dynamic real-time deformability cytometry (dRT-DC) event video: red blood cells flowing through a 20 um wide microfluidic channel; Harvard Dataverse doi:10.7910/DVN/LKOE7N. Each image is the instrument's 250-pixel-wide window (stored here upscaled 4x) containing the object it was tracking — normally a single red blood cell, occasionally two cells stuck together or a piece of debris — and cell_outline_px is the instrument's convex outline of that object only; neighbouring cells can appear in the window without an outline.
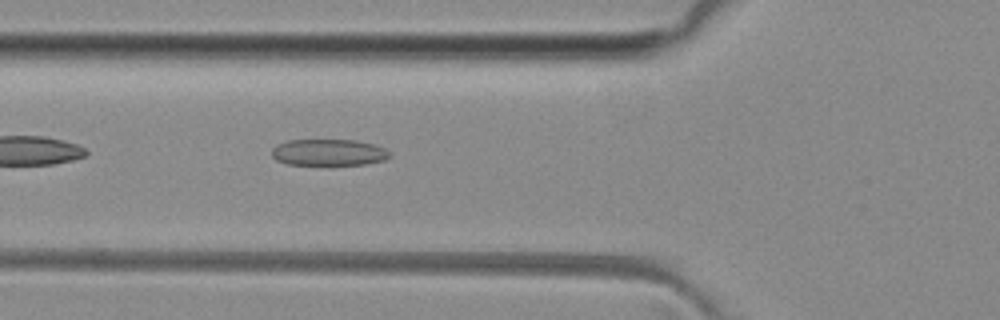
{"species": "common noctule bat (a hibernating species)", "species_latin": "Nyctalus noctula", "temperature_condition": "room temperature", "stored_images_in_passage": 35, "camera_frame_rate_fps": 3000, "um_per_image_px": 0.085, "animal": {"sex": "female", "body_mass_g": 29.2, "forearm_length_mm": 56.3}, "frame": {"image": 1, "passage_image": 3, "time_ms": 0.667, "image_size_px": [1000, 320], "cell_outline_px": [[392, 156], [384, 160], [364, 164], [288, 164], [276, 160], [272, 156], [272, 148], [276, 144], [288, 140], [356, 140], [372, 144], [384, 148], [392, 152]], "centroid_in_image_um": [27.94, 12.94], "position_along_channel_um": 97.9, "area_um2": 18.15}}
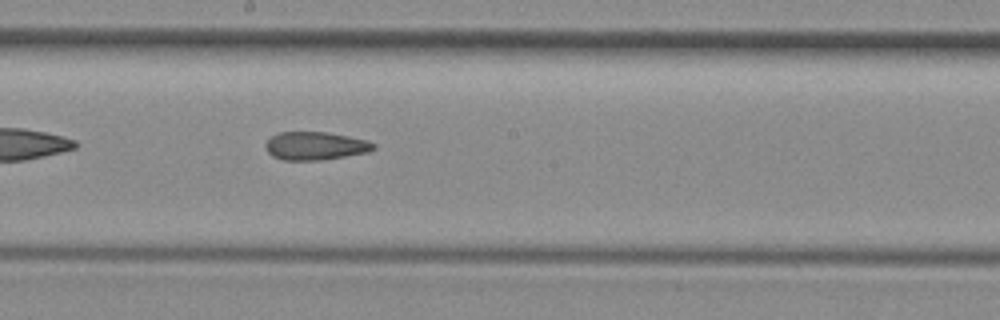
{"frame": {"image": 2, "passage_image": 12, "time_ms": 3.667, "image_size_px": [1000, 320], "cell_outline_px": [[376, 148], [368, 152], [320, 160], [284, 160], [272, 156], [264, 148], [264, 144], [276, 132], [324, 132], [348, 136], [368, 140], [376, 144]], "centroid_in_image_um": [26.79, 12.39], "position_along_channel_um": 221.4, "area_um2": 17.74}}
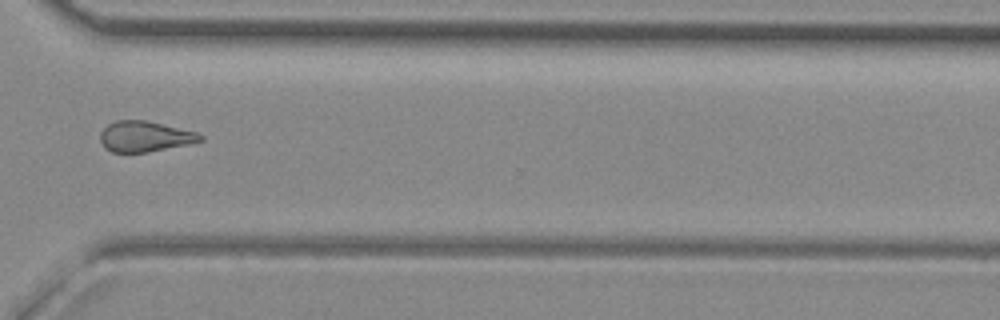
{"frame": {"image": 3, "passage_image": 22, "time_ms": 7.0, "image_size_px": [1000, 320], "cell_outline_px": [[204, 140], [188, 144], [148, 152], [112, 152], [104, 148], [100, 140], [100, 132], [108, 124], [116, 120], [144, 120], [196, 132], [204, 136]], "centroid_in_image_um": [12.28, 11.6], "position_along_channel_um": 358.3, "area_um2": 17.74}, "authors_computed_cell_mechanics": {"area_um2": 17.9758, "velocity_mm_per_s": 4.1116, "shape_relaxation_time_tau1_ms": null, "shape_relaxation_time_tau2_ms": 3.6154, "deformation_change_tau1": null, "deformation_change_tau2": 0.1324}}